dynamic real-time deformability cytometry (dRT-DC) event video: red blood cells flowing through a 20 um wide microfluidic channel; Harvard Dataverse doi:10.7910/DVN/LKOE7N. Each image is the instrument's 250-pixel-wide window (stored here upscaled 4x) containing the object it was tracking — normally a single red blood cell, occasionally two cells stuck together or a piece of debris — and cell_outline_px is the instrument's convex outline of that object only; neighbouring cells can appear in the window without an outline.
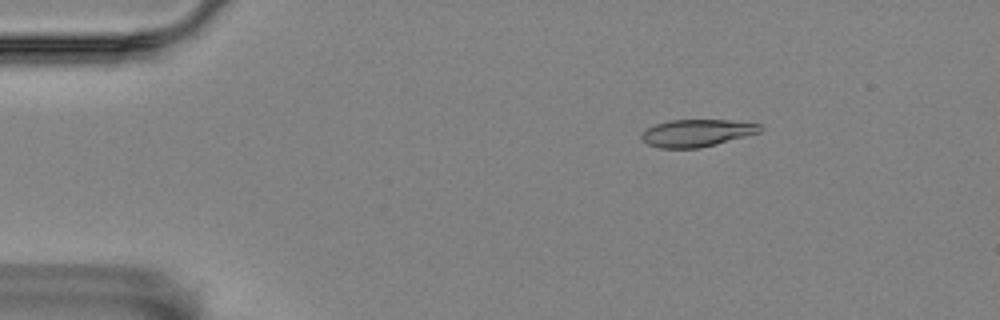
{"species": "Egyptian fruit bat (a non-hibernating species)", "species_latin": "Rousettus aegyptiacus", "temperature_condition": "room temperature", "stored_images_in_passage": 53, "camera_frame_rate_fps": 3000, "um_per_image_px": 0.085, "animal": {"sex": "female"}, "frame": {"image": 1, "passage_image": 5, "time_ms": 1.333, "image_size_px": [1000, 320], "cell_outline_px": [[764, 128], [760, 132], [716, 144], [700, 148], [660, 148], [648, 144], [640, 136], [640, 132], [656, 124], [668, 120], [728, 120], [760, 124]], "centroid_in_image_um": [59.22, 11.3], "position_along_channel_um": 25.8, "area_um2": 18.79}}
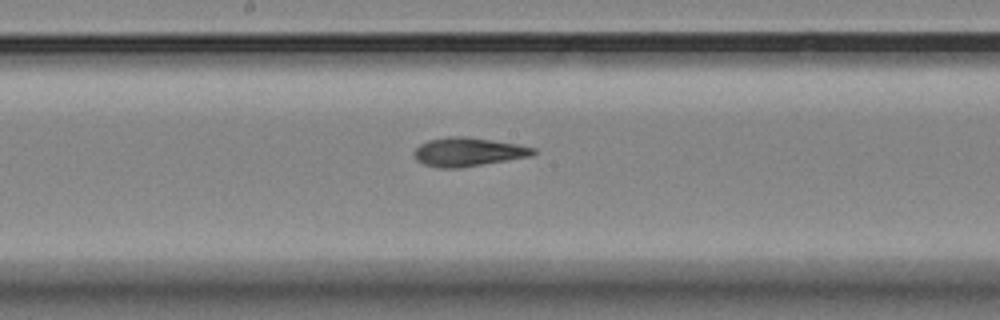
{"frame": {"image": 2, "passage_image": 26, "time_ms": 8.333, "image_size_px": [1000, 320], "cell_outline_px": [[536, 152], [532, 156], [460, 168], [436, 168], [424, 164], [416, 160], [412, 152], [420, 144], [428, 140], [448, 136], [464, 136], [492, 140], [516, 144], [536, 148]], "centroid_in_image_um": [39.76, 12.92], "position_along_channel_um": 208.4, "area_um2": 20.06}}
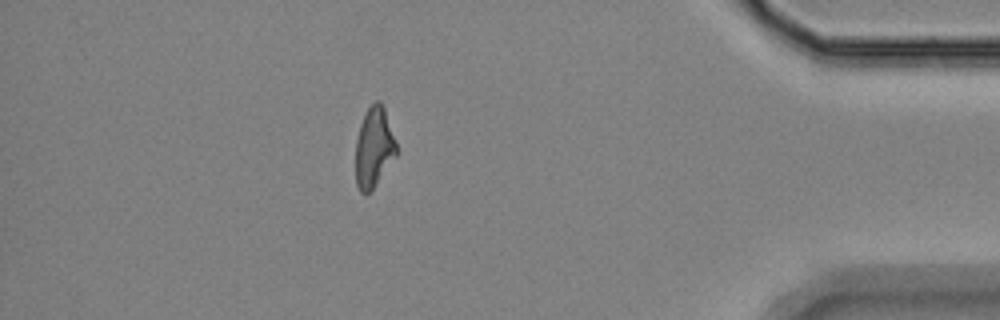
{"frame": {"image": 3, "passage_image": 46, "time_ms": 15.0, "image_size_px": [1000, 320], "cell_outline_px": [[396, 156], [372, 188], [368, 192], [360, 192], [356, 184], [356, 140], [360, 124], [368, 108], [376, 100], [380, 100], [384, 108], [396, 140]], "centroid_in_image_um": [31.78, 12.5], "position_along_channel_um": 403.4, "area_um2": 18.67}, "authors_computed_cell_mechanics": {"area_um2": 19.5364, "velocity_mm_per_s": 3.5314, "shape_relaxation_time_tau1_ms": null, "shape_relaxation_time_tau2_ms": 2.1745, "deformation_change_tau1": null, "deformation_change_tau2": 0.0976}}